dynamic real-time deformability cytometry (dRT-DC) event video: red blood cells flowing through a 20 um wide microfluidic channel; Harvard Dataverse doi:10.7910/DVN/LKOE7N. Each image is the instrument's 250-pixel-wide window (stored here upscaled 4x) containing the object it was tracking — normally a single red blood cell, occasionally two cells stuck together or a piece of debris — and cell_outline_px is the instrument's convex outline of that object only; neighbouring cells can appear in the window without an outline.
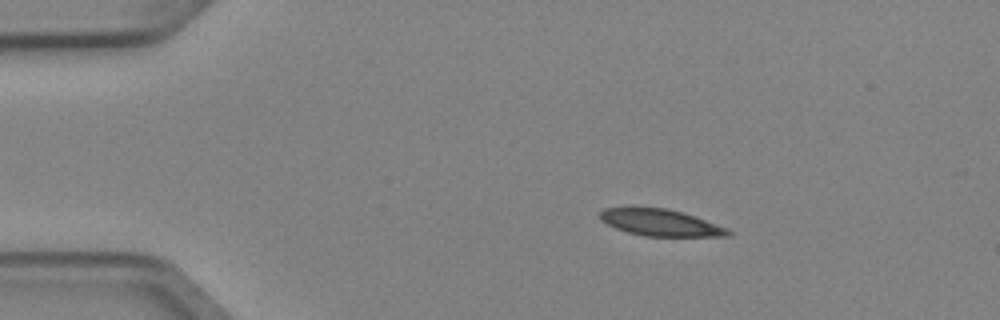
{"species": "Egyptian fruit bat (a non-hibernating species)", "species_latin": "Rousettus aegyptiacus", "temperature_condition": "cold", "stored_images_in_passage": 5, "camera_frame_rate_fps": 3000, "um_per_image_px": 0.085, "animal": {"sex": "female"}, "frame": {"image": 1, "passage_image": 1, "time_ms": 0.0, "image_size_px": [1000, 320], "cell_outline_px": [[732, 232], [728, 236], [644, 236], [628, 232], [616, 228], [600, 220], [600, 212], [604, 208], [668, 208], [684, 212], [728, 228]], "centroid_in_image_um": [56.17, 18.92], "position_along_channel_um": 28.8, "area_um2": 19.77}}
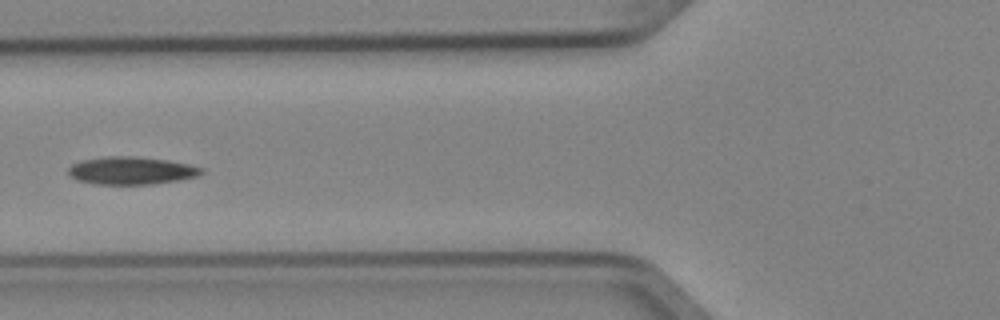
{"frame": {"image": 2, "passage_image": 4, "time_ms": 1.0, "image_size_px": [1000, 320], "cell_outline_px": [[204, 172], [196, 176], [180, 180], [152, 184], [96, 184], [76, 180], [68, 176], [68, 168], [72, 164], [84, 160], [108, 156], [132, 156], [168, 160], [188, 164], [204, 168]], "centroid_in_image_um": [11.15, 14.5], "position_along_channel_um": 114.6, "area_um2": 21.5}}
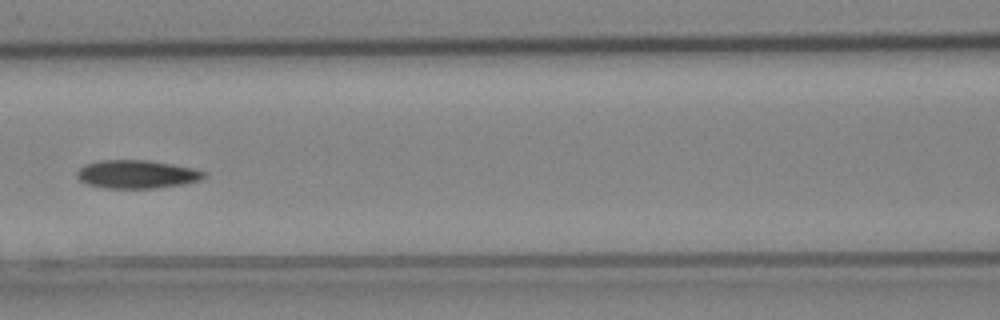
{"frame": {"image": 3, "passage_image": 5, "time_ms": 1.333, "image_size_px": [1000, 320], "cell_outline_px": [[208, 176], [200, 180], [180, 184], [152, 188], [104, 188], [88, 184], [80, 180], [76, 176], [76, 172], [84, 164], [100, 160], [148, 160], [196, 168], [208, 172]], "centroid_in_image_um": [11.65, 14.8], "position_along_channel_um": 155.0, "area_um2": 21.04}}